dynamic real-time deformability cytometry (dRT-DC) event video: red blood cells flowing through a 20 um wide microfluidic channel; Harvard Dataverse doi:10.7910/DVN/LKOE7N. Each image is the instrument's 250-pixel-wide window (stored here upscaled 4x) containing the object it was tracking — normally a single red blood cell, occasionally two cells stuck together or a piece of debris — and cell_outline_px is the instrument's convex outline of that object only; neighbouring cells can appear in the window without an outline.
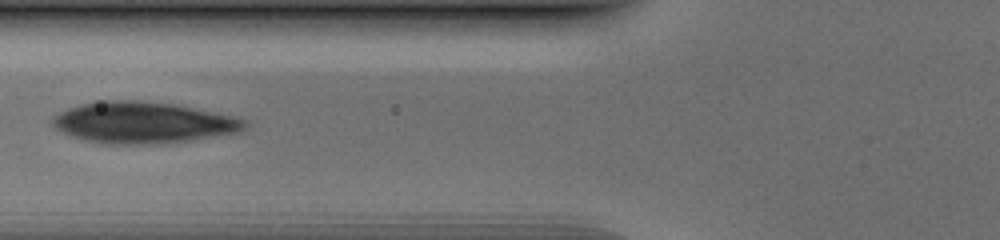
{"species": "human", "species_latin": "Homo sapiens", "temperature_condition": "cold", "stored_images_in_passage": 38, "camera_frame_rate_fps": 3000, "um_per_image_px": 0.085, "donor": {"sex": "male"}, "frame": {"image": 1, "passage_image": 8, "time_ms": 2.333, "image_size_px": [1000, 240], "cell_outline_px": [[248, 124], [240, 132], [164, 144], [108, 144], [84, 140], [72, 136], [56, 128], [52, 124], [52, 116], [68, 108], [80, 104], [104, 100], [136, 100], [172, 104], [236, 116], [248, 120]], "centroid_in_image_um": [12.18, 10.42], "position_along_channel_um": 113.6, "area_um2": 46.36}}
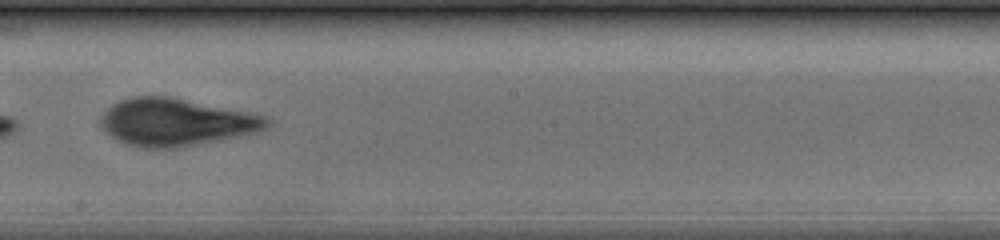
{"frame": {"image": 2, "passage_image": 17, "time_ms": 5.333, "image_size_px": [1000, 240], "cell_outline_px": [[272, 124], [268, 128], [260, 132], [248, 136], [180, 148], [140, 148], [124, 144], [116, 140], [100, 124], [100, 116], [112, 104], [120, 100], [132, 96], [168, 96], [252, 112], [268, 116], [272, 120]], "centroid_in_image_um": [15.07, 10.4], "position_along_channel_um": 233.1, "area_um2": 47.05}}
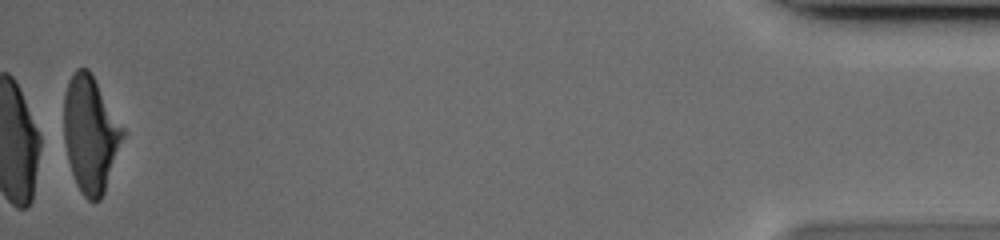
{"frame": {"image": 3, "passage_image": 38, "time_ms": 12.333, "image_size_px": [1000, 240], "cell_outline_px": [[124, 136], [104, 192], [100, 200], [88, 200], [80, 192], [76, 184], [68, 160], [64, 140], [64, 92], [68, 80], [72, 72], [76, 68], [88, 68], [124, 128]], "centroid_in_image_um": [7.66, 11.37], "position_along_channel_um": 427.5, "area_um2": 39.65}}